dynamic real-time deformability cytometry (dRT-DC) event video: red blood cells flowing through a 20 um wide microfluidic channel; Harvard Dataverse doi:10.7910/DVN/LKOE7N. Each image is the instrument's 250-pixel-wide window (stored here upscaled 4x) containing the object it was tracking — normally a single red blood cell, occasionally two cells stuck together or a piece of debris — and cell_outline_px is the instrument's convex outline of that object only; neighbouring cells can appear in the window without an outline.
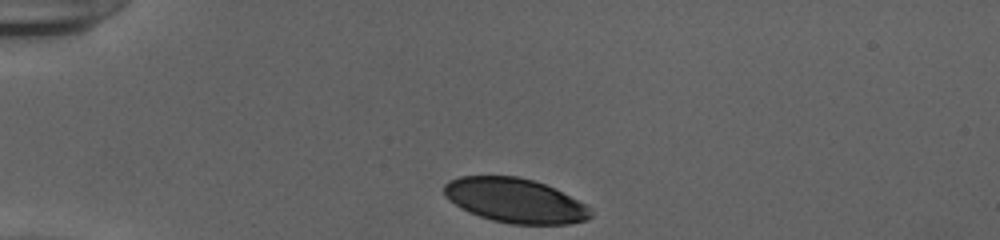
{"species": "human", "species_latin": "Homo sapiens", "temperature_condition": "cold", "stored_images_in_passage": 32, "camera_frame_rate_fps": 3000, "um_per_image_px": 0.085, "donor": {"sex": "female"}, "frame": {"image": 1, "passage_image": 1, "time_ms": 0.0, "image_size_px": [1000, 240], "cell_outline_px": [[592, 216], [588, 220], [568, 224], [512, 224], [492, 220], [468, 212], [460, 208], [444, 196], [444, 184], [448, 180], [460, 176], [516, 176], [532, 180], [544, 184], [584, 204], [592, 212]], "centroid_in_image_um": [43.73, 17.05], "position_along_channel_um": 41.3, "area_um2": 37.69}}
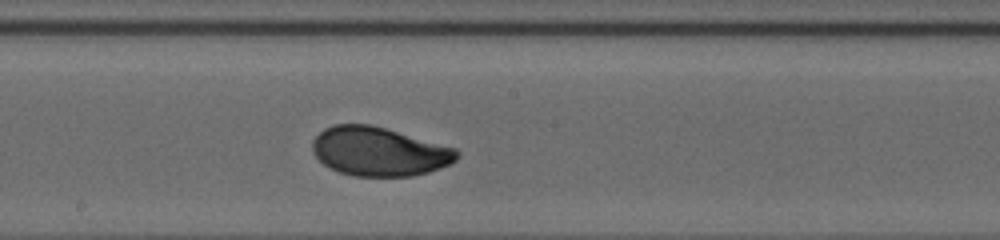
{"frame": {"image": 2, "passage_image": 18, "time_ms": 5.667, "image_size_px": [1000, 240], "cell_outline_px": [[460, 152], [456, 160], [440, 168], [428, 172], [412, 176], [352, 176], [340, 172], [324, 164], [312, 152], [312, 140], [324, 128], [332, 124], [372, 124], [456, 148]], "centroid_in_image_um": [32.21, 12.87], "position_along_channel_um": 216.0, "area_um2": 41.21}}
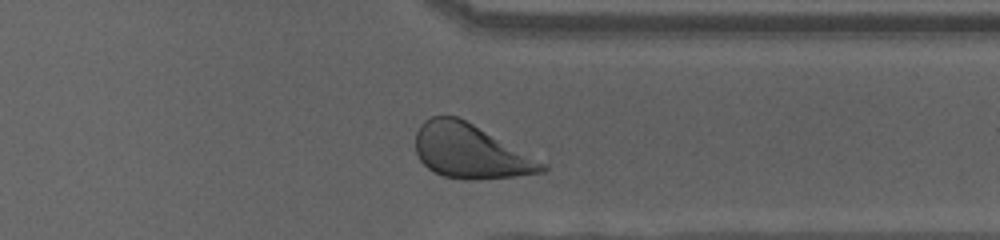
{"frame": {"image": 3, "passage_image": 30, "time_ms": 9.667, "image_size_px": [1000, 240], "cell_outline_px": [[548, 168], [544, 172], [512, 176], [468, 180], [464, 180], [444, 176], [432, 172], [420, 160], [416, 152], [416, 132], [420, 124], [424, 120], [432, 116], [456, 116], [472, 124], [548, 164]], "centroid_in_image_um": [39.95, 12.87], "position_along_channel_um": 371.4, "area_um2": 39.54}, "authors_computed_cell_mechanics": {"area_um2": 40.8935, "velocity_mm_per_s": 3.8956, "shape_relaxation_time_tau1_ms": 3.3188, "shape_relaxation_time_tau2_ms": 1.3183, "deformation_change_tau1": 0.1406, "deformation_change_tau2": 0.0546}}